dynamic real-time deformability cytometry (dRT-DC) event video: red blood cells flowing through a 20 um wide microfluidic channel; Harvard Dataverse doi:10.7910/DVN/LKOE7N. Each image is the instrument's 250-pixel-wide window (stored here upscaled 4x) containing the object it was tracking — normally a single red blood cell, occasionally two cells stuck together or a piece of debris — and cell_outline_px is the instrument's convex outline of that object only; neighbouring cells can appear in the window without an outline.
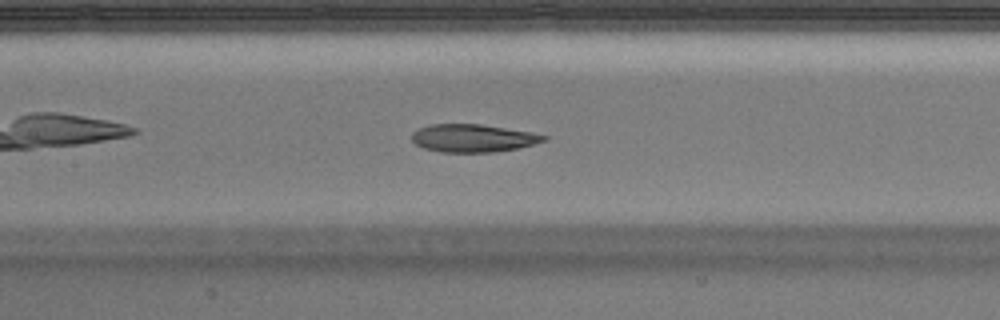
{"species": "Egyptian fruit bat (a non-hibernating species)", "species_latin": "Rousettus aegyptiacus", "temperature_condition": "warm", "stored_images_in_passage": 32, "camera_frame_rate_fps": 3000, "um_per_image_px": 0.085, "animal": {"sex": "male"}, "frame": {"image": 1, "passage_image": 10, "time_ms": 3.0, "image_size_px": [1000, 320], "cell_outline_px": [[548, 140], [520, 148], [492, 152], [440, 152], [424, 148], [416, 144], [412, 140], [412, 132], [428, 124], [480, 124], [528, 132], [548, 136]], "centroid_in_image_um": [40.19, 11.75], "position_along_channel_um": 167.2, "area_um2": 21.33}, "authors_computed_cell_mechanics": {"area_um2": 22.7154, "velocity_mm_per_s": 3.958, "shape_relaxation_time_tau1_ms": 10.3299, "shape_relaxation_time_tau2_ms": 2.7835, "deformation_change_tau1": 0.309, "deformation_change_tau2": 0.1056}}